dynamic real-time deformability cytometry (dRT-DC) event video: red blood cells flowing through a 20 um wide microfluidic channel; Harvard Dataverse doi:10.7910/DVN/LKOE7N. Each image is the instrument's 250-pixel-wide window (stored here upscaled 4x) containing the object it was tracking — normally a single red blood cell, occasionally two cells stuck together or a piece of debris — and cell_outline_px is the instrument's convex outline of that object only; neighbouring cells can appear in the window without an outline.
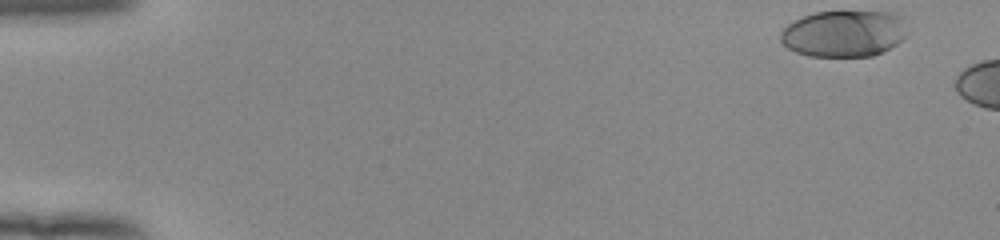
{"species": "human", "species_latin": "Homo sapiens", "temperature_condition": "room temperature", "stored_images_in_passage": 5, "camera_frame_rate_fps": 3000, "um_per_image_px": 0.085, "donor": {"sex": "female"}, "frame": {"image": 1, "passage_image": 1, "time_ms": 0.0, "image_size_px": [1000, 240], "cell_outline_px": [[904, 36], [896, 44], [872, 56], [808, 56], [796, 52], [788, 48], [780, 40], [780, 32], [788, 24], [804, 16], [816, 12], [896, 12], [904, 16]], "centroid_in_image_um": [71.72, 2.85], "position_along_channel_um": 13.3, "area_um2": 34.1}}